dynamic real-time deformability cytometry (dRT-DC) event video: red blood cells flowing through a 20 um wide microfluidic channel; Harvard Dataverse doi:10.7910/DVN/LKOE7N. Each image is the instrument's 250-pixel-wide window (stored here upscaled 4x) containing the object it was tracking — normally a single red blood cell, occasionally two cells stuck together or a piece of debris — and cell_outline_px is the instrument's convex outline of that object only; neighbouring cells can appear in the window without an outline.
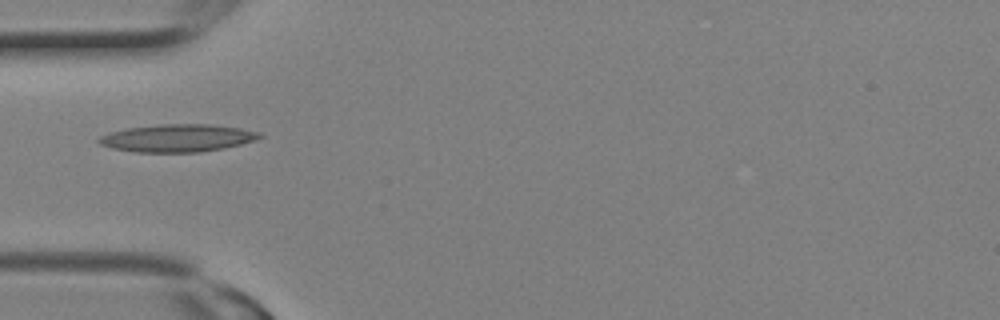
{"species": "Egyptian fruit bat (a non-hibernating species)", "species_latin": "Rousettus aegyptiacus", "temperature_condition": "room temperature", "stored_images_in_passage": 2, "camera_frame_rate_fps": 3000, "um_per_image_px": 0.085, "animal": {"sex": "female"}, "frame": {"image": 1, "passage_image": 2, "time_ms": 0.333, "image_size_px": [1000, 320], "cell_outline_px": [[264, 136], [256, 140], [224, 148], [200, 152], [136, 152], [112, 148], [100, 144], [96, 140], [100, 136], [108, 132], [128, 128], [160, 124], [208, 124], [240, 128], [260, 132]], "centroid_in_image_um": [15.08, 11.73], "position_along_channel_um": 69.9, "area_um2": 25.89}}